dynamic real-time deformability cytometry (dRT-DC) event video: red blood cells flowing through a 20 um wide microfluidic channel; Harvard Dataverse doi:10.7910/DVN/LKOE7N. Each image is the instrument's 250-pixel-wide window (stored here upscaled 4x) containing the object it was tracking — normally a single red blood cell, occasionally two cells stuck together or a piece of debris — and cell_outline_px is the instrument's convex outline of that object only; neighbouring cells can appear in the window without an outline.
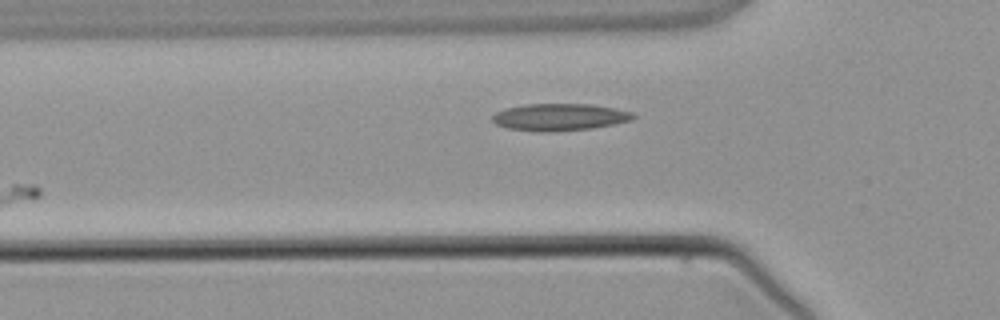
{"species": "common noctule bat (a hibernating species)", "species_latin": "Nyctalus noctula", "temperature_condition": "warm", "stored_images_in_passage": 2, "camera_frame_rate_fps": 3000, "um_per_image_px": 0.085, "animal": {"sex": "male", "body_mass_g": 21.5, "forearm_length_mm": 52.0}, "frame": {"image": 1, "passage_image": 2, "time_ms": 1.333, "image_size_px": [1000, 320], "cell_outline_px": [[636, 116], [632, 120], [592, 128], [556, 132], [540, 132], [508, 128], [496, 124], [492, 120], [492, 116], [496, 112], [504, 108], [528, 104], [592, 104], [616, 108], [632, 112]], "centroid_in_image_um": [47.56, 9.95], "position_along_channel_um": 78.2, "area_um2": 22.31}}